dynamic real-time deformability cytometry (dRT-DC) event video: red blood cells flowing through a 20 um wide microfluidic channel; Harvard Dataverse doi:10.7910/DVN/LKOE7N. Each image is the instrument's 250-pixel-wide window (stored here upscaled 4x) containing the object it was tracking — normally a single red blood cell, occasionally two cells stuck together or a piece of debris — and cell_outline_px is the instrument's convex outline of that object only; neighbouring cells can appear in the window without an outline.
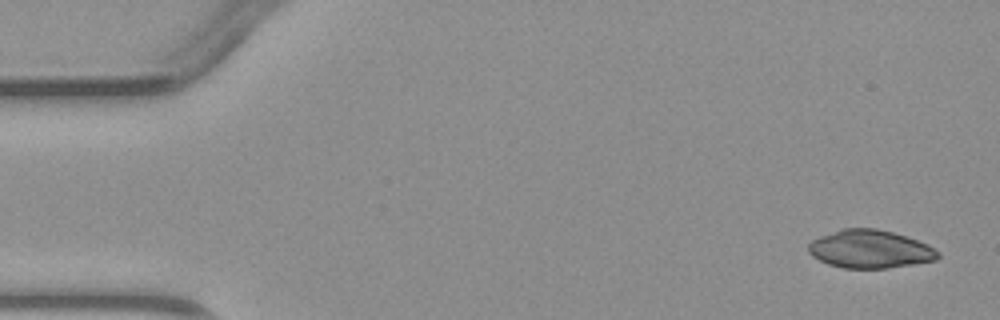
{"species": "common noctule bat (a hibernating species)", "species_latin": "Nyctalus noctula", "temperature_condition": "warm", "stored_images_in_passage": 4, "camera_frame_rate_fps": 3000, "um_per_image_px": 0.085, "animal": {"sex": "male", "body_mass_g": 23.1, "forearm_length_mm": 52.7}, "frame": {"image": 1, "passage_image": 1, "time_ms": 0.0, "image_size_px": [1000, 320], "cell_outline_px": [[940, 256], [936, 260], [888, 268], [844, 268], [828, 264], [812, 256], [808, 252], [808, 244], [812, 240], [820, 236], [844, 228], [876, 228], [892, 232], [928, 244], [940, 252]], "centroid_in_image_um": [73.95, 21.18], "position_along_channel_um": 11.1, "area_um2": 28.67}}